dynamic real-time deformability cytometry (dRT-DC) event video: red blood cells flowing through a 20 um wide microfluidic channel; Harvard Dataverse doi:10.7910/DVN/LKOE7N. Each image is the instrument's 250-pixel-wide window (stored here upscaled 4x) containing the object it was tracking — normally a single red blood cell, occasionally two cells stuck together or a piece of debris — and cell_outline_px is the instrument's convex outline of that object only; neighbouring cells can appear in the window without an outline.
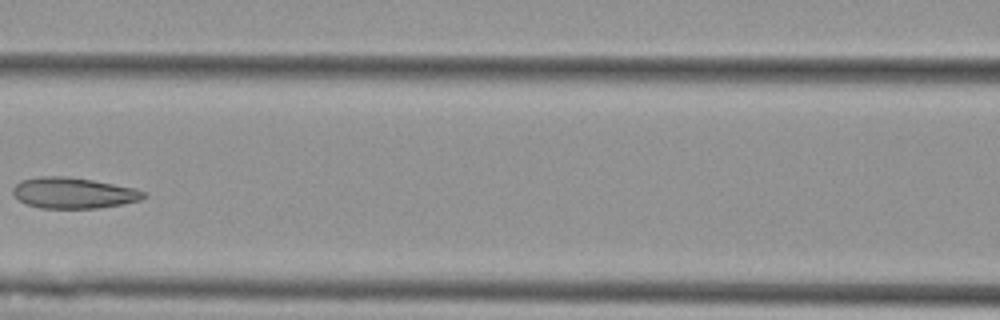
{"species": "Egyptian fruit bat (a non-hibernating species)", "species_latin": "Rousettus aegyptiacus", "temperature_condition": "cold", "stored_images_in_passage": 5, "camera_frame_rate_fps": 3000, "um_per_image_px": 0.085, "animal": {"sex": "female"}, "frame": {"image": 1, "passage_image": 4, "time_ms": 3.667, "image_size_px": [1000, 320], "cell_outline_px": [[148, 196], [140, 200], [100, 208], [40, 208], [24, 204], [12, 192], [12, 188], [20, 180], [40, 176], [68, 176], [92, 180], [136, 188], [148, 192]], "centroid_in_image_um": [6.26, 16.4], "position_along_channel_um": 160.3, "area_um2": 23.76}}
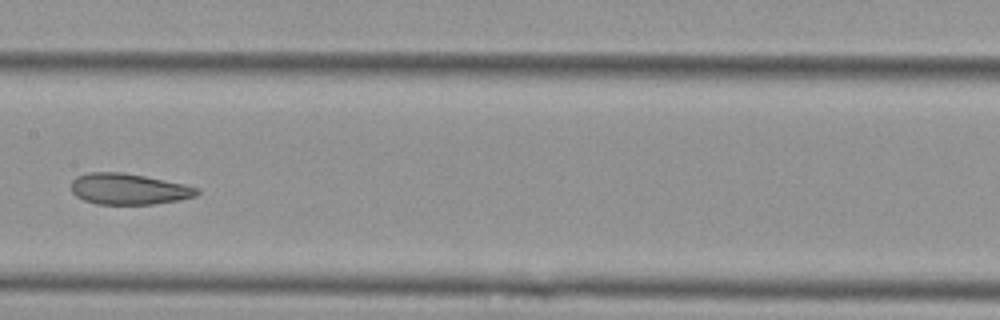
{"frame": {"image": 2, "passage_image": 5, "time_ms": 4.667, "image_size_px": [1000, 320], "cell_outline_px": [[200, 192], [196, 196], [180, 200], [152, 204], [96, 204], [84, 200], [76, 196], [72, 192], [72, 180], [76, 176], [88, 172], [124, 172], [184, 184], [200, 188]], "centroid_in_image_um": [10.94, 16.06], "position_along_channel_um": 196.5, "area_um2": 22.83}}